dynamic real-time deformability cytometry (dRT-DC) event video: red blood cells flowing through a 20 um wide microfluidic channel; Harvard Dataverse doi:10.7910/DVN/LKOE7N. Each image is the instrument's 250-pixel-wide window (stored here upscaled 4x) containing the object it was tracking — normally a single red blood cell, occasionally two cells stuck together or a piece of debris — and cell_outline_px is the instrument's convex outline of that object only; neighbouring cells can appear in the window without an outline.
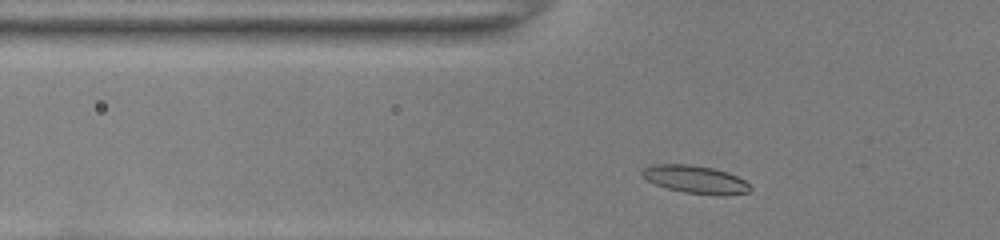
{"species": "common noctule bat (a hibernating species)", "species_latin": "Nyctalus noctula", "temperature_condition": "room temperature", "stored_images_in_passage": 31, "camera_frame_rate_fps": 3000, "um_per_image_px": 0.085, "animal": {"sex": "female", "body_mass_g": 22.0, "forearm_length_mm": 56.7}, "frame": {"image": 1, "passage_image": 3, "time_ms": 0.667, "image_size_px": [1000, 240], "cell_outline_px": [[752, 188], [748, 192], [728, 196], [716, 196], [684, 192], [668, 188], [656, 184], [648, 180], [640, 172], [644, 168], [652, 164], [692, 164], [712, 168], [728, 172], [744, 180]], "centroid_in_image_um": [59.14, 15.26], "position_along_channel_um": 66.7, "area_um2": 17.63}}
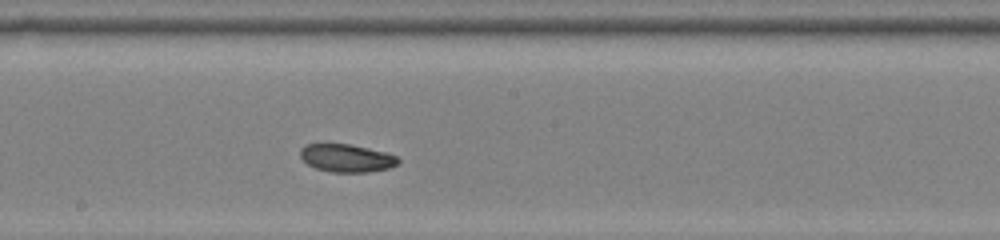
{"frame": {"image": 2, "passage_image": 15, "time_ms": 4.667, "image_size_px": [1000, 240], "cell_outline_px": [[400, 164], [388, 168], [368, 172], [332, 172], [316, 168], [308, 164], [300, 156], [300, 148], [304, 144], [352, 144], [384, 152], [396, 156], [400, 160]], "centroid_in_image_um": [29.46, 13.43], "position_along_channel_um": 218.7, "area_um2": 15.9}}
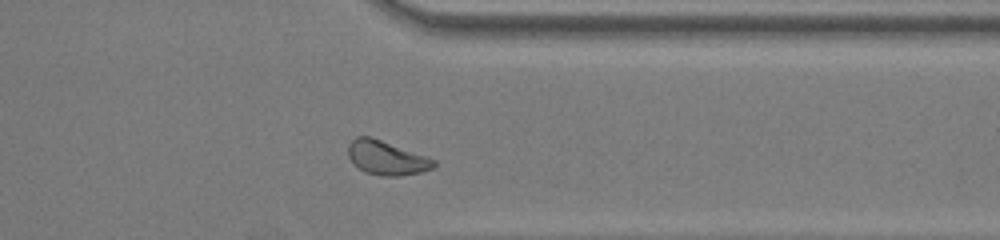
{"frame": {"image": 3, "passage_image": 27, "time_ms": 8.667, "image_size_px": [1000, 240], "cell_outline_px": [[436, 164], [432, 168], [420, 172], [400, 176], [380, 176], [364, 172], [348, 156], [348, 144], [356, 136], [372, 136], [428, 156], [436, 160]], "centroid_in_image_um": [32.87, 13.4], "position_along_channel_um": 378.5, "area_um2": 17.17}, "authors_computed_cell_mechanics": {"area_um2": 16.6464, "velocity_mm_per_s": 3.9737, "shape_relaxation_time_tau1_ms": 3.3196, "shape_relaxation_time_tau2_ms": 7.1732, "deformation_change_tau1": 0.1206, "deformation_change_tau2": 0.0881}}